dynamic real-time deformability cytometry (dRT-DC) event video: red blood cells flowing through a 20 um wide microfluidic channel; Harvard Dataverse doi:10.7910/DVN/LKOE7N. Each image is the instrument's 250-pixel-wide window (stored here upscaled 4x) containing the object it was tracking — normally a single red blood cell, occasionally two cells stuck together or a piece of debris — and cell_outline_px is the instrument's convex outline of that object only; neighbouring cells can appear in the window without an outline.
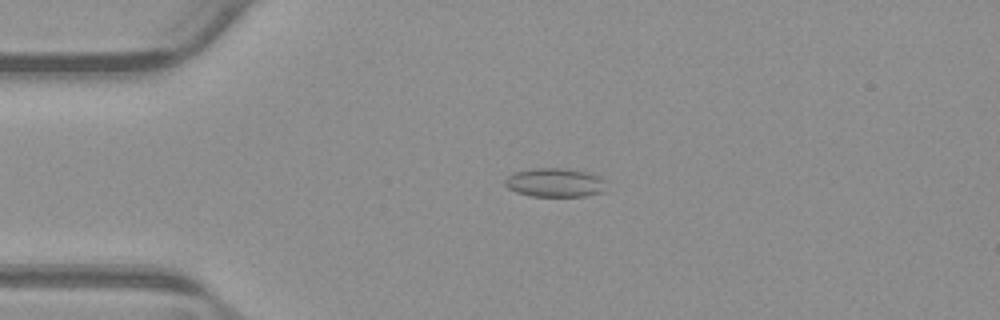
{"species": "common noctule bat (a hibernating species)", "species_latin": "Nyctalus noctula", "temperature_condition": "warm", "stored_images_in_passage": 50, "camera_frame_rate_fps": 3000, "um_per_image_px": 0.085, "animal": {"sex": "male", "body_mass_g": 23.1, "forearm_length_mm": 52.7}, "frame": {"image": 1, "passage_image": 9, "time_ms": 2.667, "image_size_px": [1000, 320], "cell_outline_px": [[604, 192], [584, 196], [532, 196], [516, 192], [508, 188], [504, 184], [504, 180], [508, 176], [516, 172], [532, 168], [568, 168], [588, 172], [600, 176], [604, 180]], "centroid_in_image_um": [47.17, 15.51], "position_along_channel_um": 37.8, "area_um2": 17.11}}
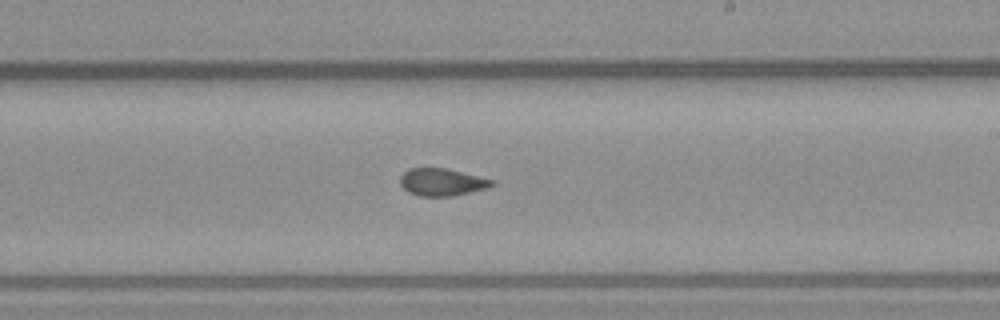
{"frame": {"image": 2, "passage_image": 28, "time_ms": 9.0, "image_size_px": [1000, 320], "cell_outline_px": [[496, 184], [484, 188], [452, 196], [420, 196], [408, 192], [400, 184], [400, 176], [408, 168], [448, 168], [492, 180]], "centroid_in_image_um": [37.51, 15.47], "position_along_channel_um": 251.5, "area_um2": 14.45}}
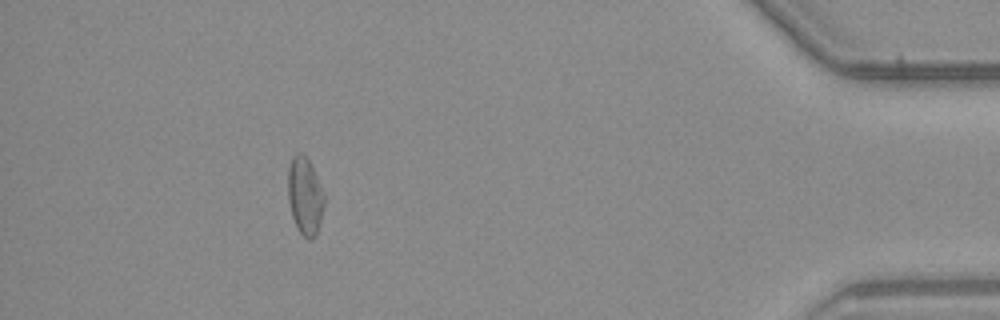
{"frame": {"image": 3, "passage_image": 45, "time_ms": 14.667, "image_size_px": [1000, 320], "cell_outline_px": [[324, 204], [316, 236], [312, 240], [308, 240], [296, 228], [292, 216], [288, 200], [288, 168], [292, 156], [300, 152], [308, 160], [316, 176], [324, 196]], "centroid_in_image_um": [25.9, 16.69], "position_along_channel_um": 409.3, "area_um2": 16.18}, "authors_computed_cell_mechanics": {"area_um2": 15.4326, "velocity_mm_per_s": 3.8626, "shape_relaxation_time_tau1_ms": null, "shape_relaxation_time_tau2_ms": 1.3983, "deformation_change_tau1": null, "deformation_change_tau2": 0.074}}